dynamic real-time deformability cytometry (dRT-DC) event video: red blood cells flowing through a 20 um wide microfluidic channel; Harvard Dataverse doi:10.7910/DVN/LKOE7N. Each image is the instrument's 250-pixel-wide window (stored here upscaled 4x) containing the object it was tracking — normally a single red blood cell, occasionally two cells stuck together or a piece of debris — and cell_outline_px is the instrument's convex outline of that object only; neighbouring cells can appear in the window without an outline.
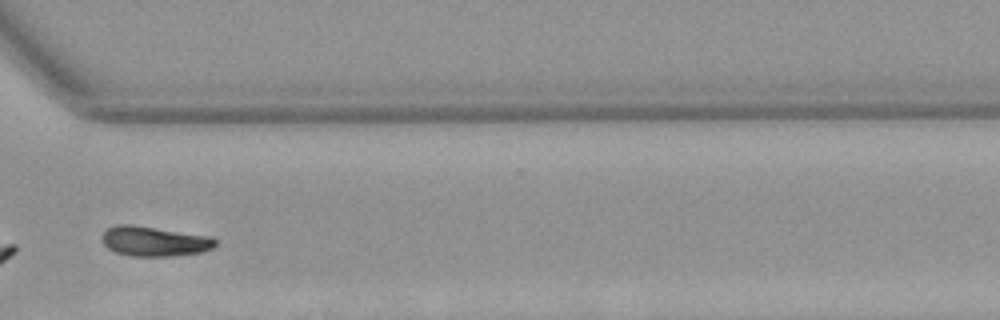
{"species": "Egyptian fruit bat (a non-hibernating species)", "species_latin": "Rousettus aegyptiacus", "temperature_condition": "warm", "stored_images_in_passage": 34, "camera_frame_rate_fps": 3000, "um_per_image_px": 0.085, "animal": {"sex": "female"}, "frame": {"image": 1, "passage_image": 29, "time_ms": 9.333, "image_size_px": [1000, 320], "cell_outline_px": [[216, 244], [212, 248], [200, 252], [172, 256], [132, 256], [116, 252], [108, 248], [104, 244], [104, 232], [108, 228], [116, 224], [132, 224], [212, 236], [216, 240]], "centroid_in_image_um": [13.14, 20.5], "position_along_channel_um": 357.5, "area_um2": 19.65}}
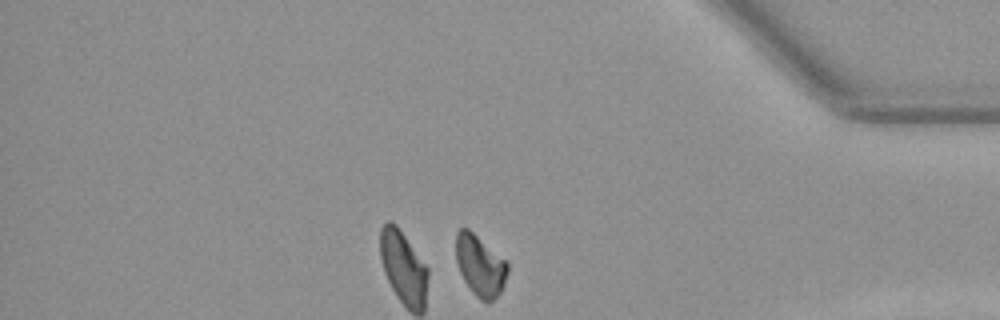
{"frame": {"image": 2, "passage_image": 34, "time_ms": 11.0, "image_size_px": [1000, 320], "cell_outline_px": [[508, 272], [504, 284], [500, 292], [488, 304], [480, 300], [472, 292], [464, 280], [460, 272], [456, 260], [456, 232], [460, 228], [468, 228], [504, 260], [508, 264]], "centroid_in_image_um": [40.79, 22.59], "position_along_channel_um": 394.4, "area_um2": 18.09}, "authors_computed_cell_mechanics": {"area_um2": 19.8543, "velocity_mm_per_s": 3.8801, "shape_relaxation_time_tau1_ms": 4.9319, "shape_relaxation_time_tau2_ms": null, "deformation_change_tau1": 0.1401, "deformation_change_tau2": null}}